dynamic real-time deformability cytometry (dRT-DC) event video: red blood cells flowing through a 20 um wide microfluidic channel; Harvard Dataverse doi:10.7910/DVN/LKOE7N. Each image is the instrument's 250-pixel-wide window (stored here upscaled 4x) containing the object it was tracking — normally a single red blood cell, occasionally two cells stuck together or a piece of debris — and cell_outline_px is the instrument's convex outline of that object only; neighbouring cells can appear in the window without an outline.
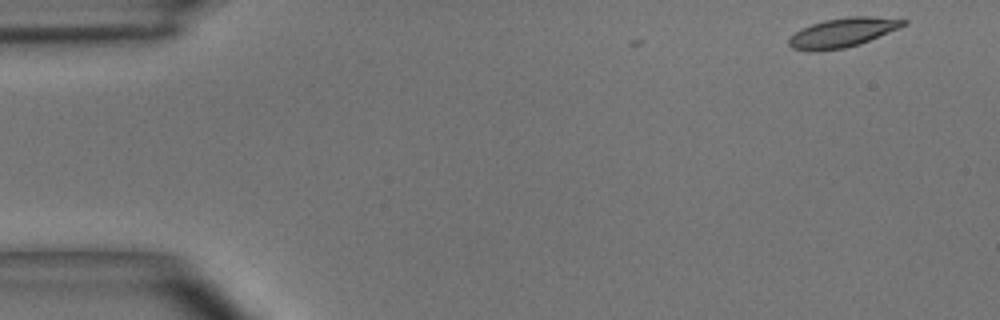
{"species": "common noctule bat (a hibernating species)", "species_latin": "Nyctalus noctula", "temperature_condition": "room temperature", "stored_images_in_passage": 5, "camera_frame_rate_fps": 3000, "um_per_image_px": 0.085, "animal": {"sex": "male", "body_mass_g": 15.6}, "frame": {"image": 1, "passage_image": 1, "time_ms": 0.0, "image_size_px": [1000, 320], "cell_outline_px": [[908, 24], [900, 28], [860, 44], [844, 48], [816, 52], [812, 52], [792, 48], [788, 44], [788, 40], [800, 28], [824, 20], [848, 16], [872, 16], [908, 20]], "centroid_in_image_um": [71.64, 2.77], "position_along_channel_um": 13.4, "area_um2": 19.71}}